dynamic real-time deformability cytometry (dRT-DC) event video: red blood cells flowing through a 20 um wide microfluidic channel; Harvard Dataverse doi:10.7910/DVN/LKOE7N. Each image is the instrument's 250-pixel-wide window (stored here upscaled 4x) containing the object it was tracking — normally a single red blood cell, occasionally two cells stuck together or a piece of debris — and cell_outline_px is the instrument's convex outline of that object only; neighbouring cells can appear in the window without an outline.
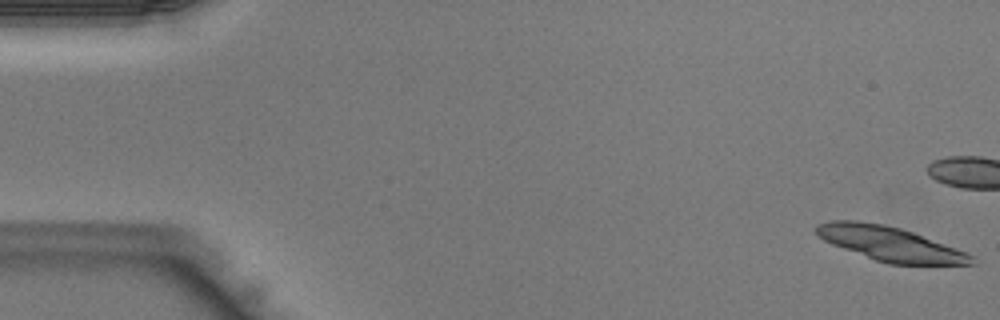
{"species": "Egyptian fruit bat (a non-hibernating species)", "species_latin": "Rousettus aegyptiacus", "temperature_condition": "warm", "stored_images_in_passage": 38, "camera_frame_rate_fps": 3000, "um_per_image_px": 0.085, "animal": {"sex": "male"}, "frame": {"image": 1, "passage_image": 1, "time_ms": 0.0, "image_size_px": [1000, 320], "cell_outline_px": [[976, 264], [888, 264], [876, 260], [832, 244], [824, 240], [816, 232], [816, 224], [832, 220], [856, 220], [884, 224], [900, 228], [912, 232], [968, 252], [972, 256]], "centroid_in_image_um": [75.66, 20.71], "position_along_channel_um": 9.3, "area_um2": 30.75}}